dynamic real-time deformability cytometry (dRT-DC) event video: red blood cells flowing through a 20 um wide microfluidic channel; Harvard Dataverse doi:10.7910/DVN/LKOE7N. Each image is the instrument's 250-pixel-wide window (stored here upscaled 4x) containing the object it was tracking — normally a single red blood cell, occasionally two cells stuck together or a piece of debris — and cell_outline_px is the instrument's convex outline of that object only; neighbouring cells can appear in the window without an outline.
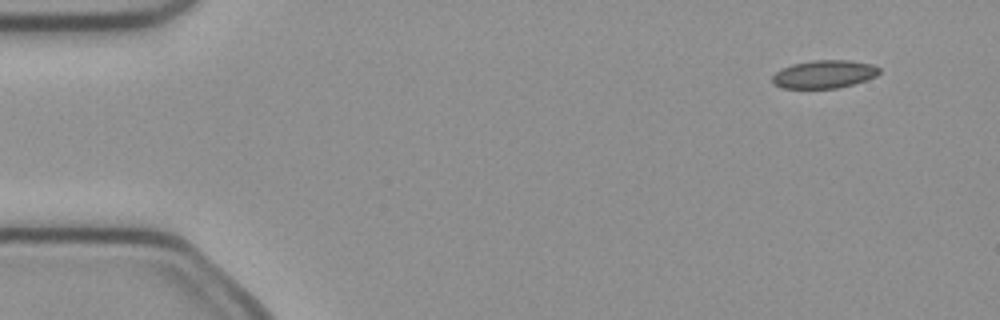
{"species": "common noctule bat (a hibernating species)", "species_latin": "Nyctalus noctula", "temperature_condition": "cold", "stored_images_in_passage": 5, "camera_frame_rate_fps": 3000, "um_per_image_px": 0.085, "animal": {"sex": "female", "body_mass_g": 21.9}, "frame": {"image": 1, "passage_image": 2, "time_ms": 0.333, "image_size_px": [1000, 320], "cell_outline_px": [[880, 72], [876, 76], [852, 84], [836, 88], [780, 88], [772, 84], [772, 76], [776, 72], [792, 64], [812, 60], [848, 60], [872, 64], [880, 68]], "centroid_in_image_um": [70.03, 6.3], "position_along_channel_um": 15.0, "area_um2": 17.4}}